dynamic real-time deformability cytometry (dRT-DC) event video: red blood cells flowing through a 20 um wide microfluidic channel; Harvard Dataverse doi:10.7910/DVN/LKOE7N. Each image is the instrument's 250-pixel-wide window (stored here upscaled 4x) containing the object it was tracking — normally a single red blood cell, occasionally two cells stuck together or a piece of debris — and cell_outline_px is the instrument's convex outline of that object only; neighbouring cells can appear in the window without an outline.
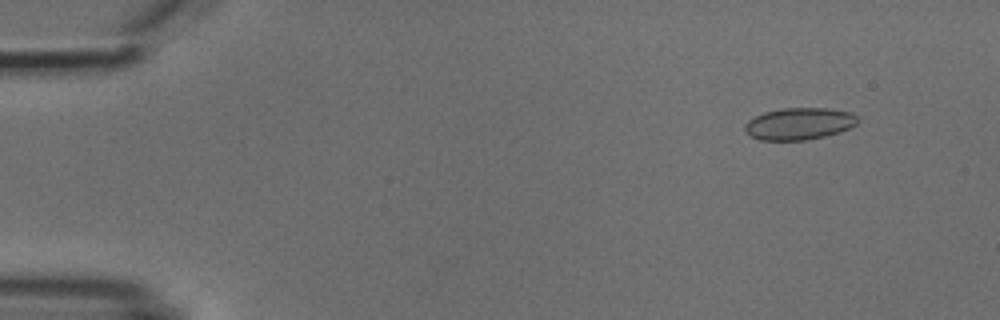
{"species": "common noctule bat (a hibernating species)", "species_latin": "Nyctalus noctula", "temperature_condition": "cold", "stored_images_in_passage": 5, "camera_frame_rate_fps": 3000, "um_per_image_px": 0.085, "animal": {"sex": "male", "body_mass_g": 18.8}, "frame": {"image": 1, "passage_image": 2, "time_ms": 1.0, "image_size_px": [1000, 320], "cell_outline_px": [[860, 120], [856, 124], [840, 132], [824, 136], [804, 140], [760, 140], [752, 136], [744, 128], [744, 124], [748, 120], [764, 112], [780, 108], [828, 108], [852, 112]], "centroid_in_image_um": [67.95, 10.5], "position_along_channel_um": 17.1, "area_um2": 20.98}}
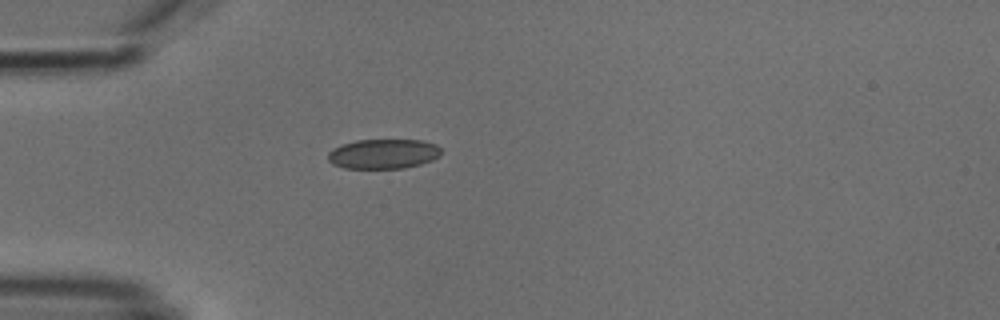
{"frame": {"image": 2, "passage_image": 5, "time_ms": 4.333, "image_size_px": [1000, 320], "cell_outline_px": [[440, 156], [432, 160], [420, 164], [404, 168], [344, 168], [332, 164], [328, 160], [328, 152], [332, 148], [356, 140], [424, 140], [436, 144], [440, 148]], "centroid_in_image_um": [32.58, 13.08], "position_along_channel_um": 52.4, "area_um2": 19.65}}